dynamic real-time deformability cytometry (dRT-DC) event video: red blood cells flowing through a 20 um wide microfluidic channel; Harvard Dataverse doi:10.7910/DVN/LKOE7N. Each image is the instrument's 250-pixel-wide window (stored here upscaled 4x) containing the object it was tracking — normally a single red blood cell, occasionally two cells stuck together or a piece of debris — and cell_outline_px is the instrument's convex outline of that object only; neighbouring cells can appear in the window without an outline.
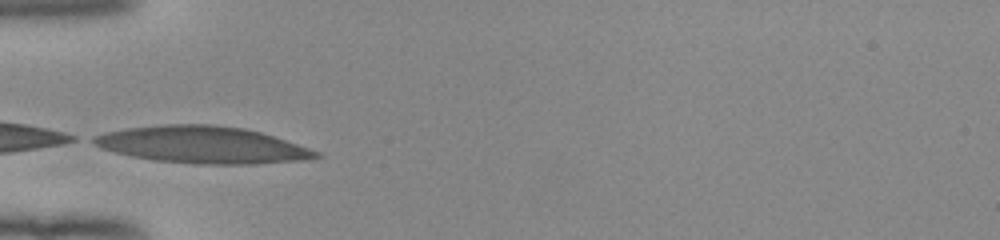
{"species": "human", "species_latin": "Homo sapiens", "temperature_condition": "room temperature", "stored_images_in_passage": 23, "camera_frame_rate_fps": 3000, "um_per_image_px": 0.085, "donor": {"sex": "female"}, "frame": {"image": 1, "passage_image": 1, "time_ms": 0.0, "image_size_px": [1000, 240], "cell_outline_px": [[324, 156], [304, 160], [256, 164], [192, 164], [152, 160], [132, 156], [100, 148], [84, 140], [92, 136], [104, 132], [128, 128], [164, 124], [212, 124], [244, 128], [260, 132], [320, 152]], "centroid_in_image_um": [17.13, 12.31], "position_along_channel_um": 67.9, "area_um2": 48.21}}
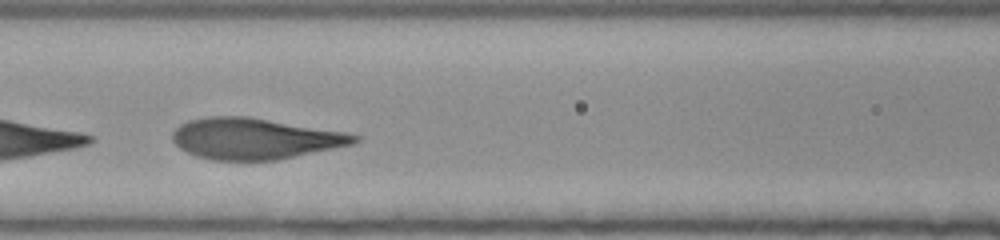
{"frame": {"image": 2, "passage_image": 7, "time_ms": 2.0, "image_size_px": [1000, 240], "cell_outline_px": [[360, 140], [352, 144], [276, 160], [212, 160], [196, 156], [180, 148], [172, 140], [172, 132], [180, 124], [188, 120], [208, 116], [248, 116], [344, 132], [360, 136]], "centroid_in_image_um": [21.61, 11.77], "position_along_channel_um": 145.0, "area_um2": 43.29}}
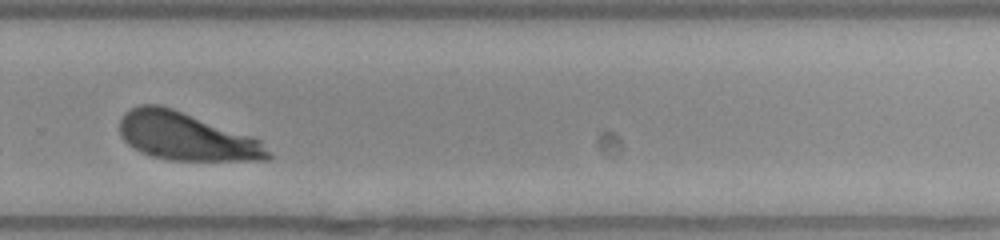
{"frame": {"image": 3, "passage_image": 20, "time_ms": 6.333, "image_size_px": [1000, 240], "cell_outline_px": [[272, 156], [268, 160], [172, 160], [152, 156], [140, 152], [128, 144], [120, 136], [120, 120], [124, 112], [140, 104], [160, 104], [172, 108], [252, 136], [260, 140]], "centroid_in_image_um": [15.8, 11.59], "position_along_channel_um": 314.0, "area_um2": 41.27}}